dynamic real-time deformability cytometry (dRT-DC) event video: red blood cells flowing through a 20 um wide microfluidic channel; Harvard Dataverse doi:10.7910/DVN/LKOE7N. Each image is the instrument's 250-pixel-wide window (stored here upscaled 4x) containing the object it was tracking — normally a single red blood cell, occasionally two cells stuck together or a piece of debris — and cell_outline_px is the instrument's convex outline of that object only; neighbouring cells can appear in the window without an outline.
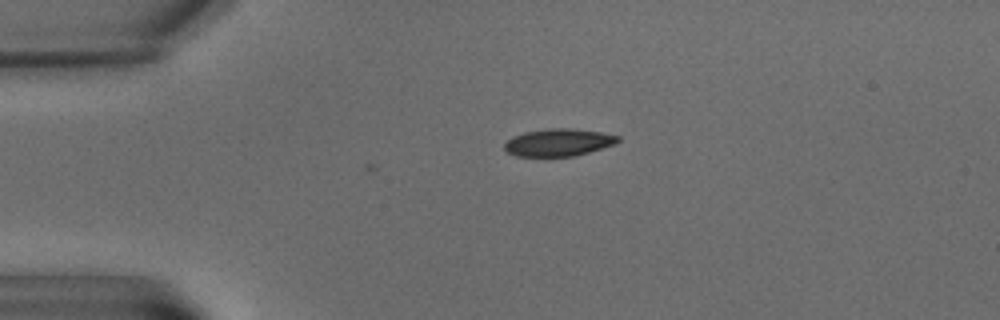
{"species": "common noctule bat (a hibernating species)", "species_latin": "Nyctalus noctula", "temperature_condition": "warm", "stored_images_in_passage": 3, "camera_frame_rate_fps": 3000, "um_per_image_px": 0.085, "animal": {"sex": "male", "body_mass_g": 15.6}, "frame": {"image": 1, "passage_image": 3, "time_ms": 2.333, "image_size_px": [1000, 320], "cell_outline_px": [[620, 140], [616, 144], [588, 152], [572, 156], [516, 156], [508, 152], [504, 148], [504, 144], [512, 136], [524, 132], [548, 128], [572, 128], [600, 132], [620, 136]], "centroid_in_image_um": [47.47, 12.09], "position_along_channel_um": 37.5, "area_um2": 18.09}}